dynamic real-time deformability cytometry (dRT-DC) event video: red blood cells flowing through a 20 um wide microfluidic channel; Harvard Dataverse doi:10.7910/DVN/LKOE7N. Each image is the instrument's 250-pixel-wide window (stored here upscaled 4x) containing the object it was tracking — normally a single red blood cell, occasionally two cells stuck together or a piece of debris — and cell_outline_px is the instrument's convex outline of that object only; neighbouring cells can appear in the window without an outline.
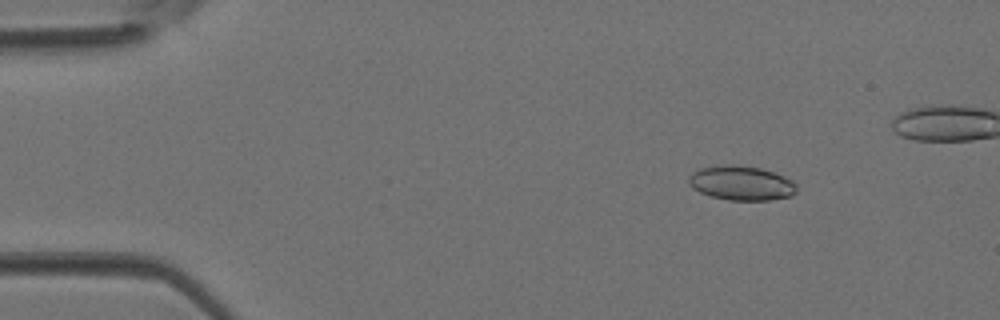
{"species": "Egyptian fruit bat (a non-hibernating species)", "species_latin": "Rousettus aegyptiacus", "temperature_condition": "room temperature", "stored_images_in_passage": 5, "camera_frame_rate_fps": 3000, "um_per_image_px": 0.085, "animal": {"sex": "female"}, "frame": {"image": 1, "passage_image": 2, "time_ms": 0.333, "image_size_px": [1000, 320], "cell_outline_px": [[796, 192], [792, 196], [768, 200], [728, 200], [712, 196], [700, 192], [692, 188], [688, 184], [688, 176], [692, 172], [700, 168], [732, 164], [760, 168], [776, 172], [792, 180], [796, 184]], "centroid_in_image_um": [63.01, 15.56], "position_along_channel_um": 22.0, "area_um2": 21.73}}